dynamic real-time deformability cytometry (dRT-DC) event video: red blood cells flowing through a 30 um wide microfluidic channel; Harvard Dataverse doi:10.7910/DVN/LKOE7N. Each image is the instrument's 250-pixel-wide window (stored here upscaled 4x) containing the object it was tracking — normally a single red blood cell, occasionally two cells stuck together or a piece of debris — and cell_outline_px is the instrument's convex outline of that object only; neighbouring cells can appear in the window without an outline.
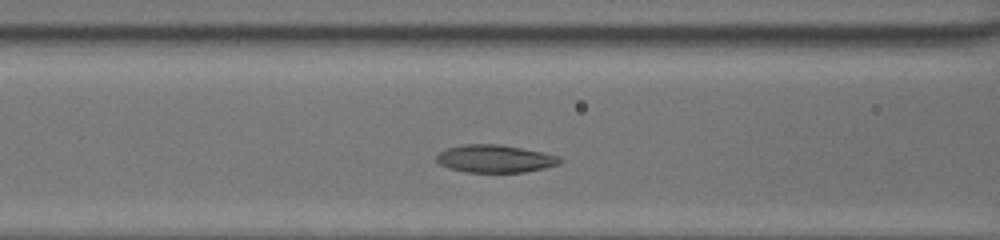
{"species": "common noctule bat (a hibernating species)", "species_latin": "Nyctalus noctula", "temperature_condition": "room temperature", "stored_images_in_passage": 28, "camera_frame_rate_fps": 3000, "um_per_image_px": 0.085, "animal": {"sex": "female", "body_mass_g": 20.0, "forearm_length_mm": 54.0}, "frame": {"image": 1, "passage_image": 8, "time_ms": 2.333, "image_size_px": [1000, 240], "cell_outline_px": [[564, 160], [560, 164], [544, 168], [524, 172], [464, 172], [448, 168], [440, 164], [436, 160], [436, 156], [440, 152], [448, 148], [464, 144], [496, 144], [544, 152], [560, 156]], "centroid_in_image_um": [42.1, 13.49], "position_along_channel_um": 124.5, "area_um2": 19.94}}
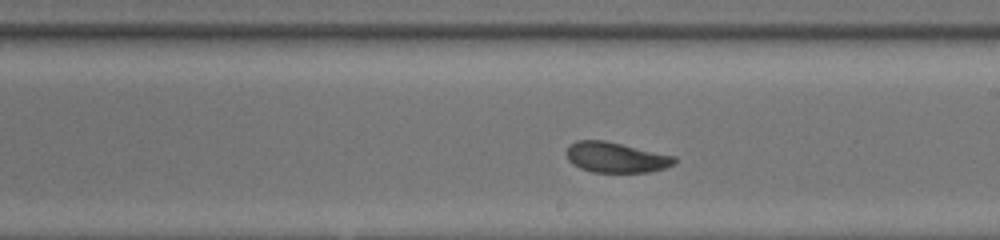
{"frame": {"image": 2, "passage_image": 16, "time_ms": 5.0, "image_size_px": [1000, 240], "cell_outline_px": [[676, 160], [672, 164], [664, 168], [648, 172], [592, 172], [580, 168], [572, 164], [568, 160], [564, 152], [568, 144], [576, 140], [604, 140], [676, 156]], "centroid_in_image_um": [52.28, 13.37], "position_along_channel_um": 236.7, "area_um2": 19.25}}
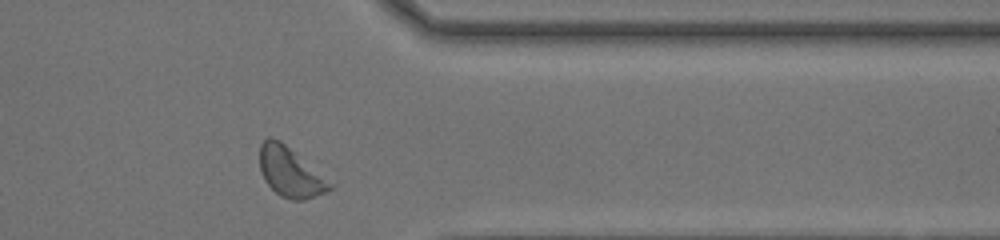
{"frame": {"image": 3, "passage_image": 27, "time_ms": 8.667, "image_size_px": [1000, 240], "cell_outline_px": [[336, 184], [328, 192], [304, 200], [292, 200], [280, 196], [264, 180], [260, 168], [260, 144], [268, 136], [272, 136], [280, 140]], "centroid_in_image_um": [24.72, 14.63], "position_along_channel_um": 386.7, "area_um2": 20.58}, "authors_computed_cell_mechanics": {"area_um2": 19.4786, "velocity_mm_per_s": 4.2253, "shape_relaxation_time_tau1_ms": 3.9345, "shape_relaxation_time_tau2_ms": null, "deformation_change_tau1": 0.1047, "deformation_change_tau2": null}}